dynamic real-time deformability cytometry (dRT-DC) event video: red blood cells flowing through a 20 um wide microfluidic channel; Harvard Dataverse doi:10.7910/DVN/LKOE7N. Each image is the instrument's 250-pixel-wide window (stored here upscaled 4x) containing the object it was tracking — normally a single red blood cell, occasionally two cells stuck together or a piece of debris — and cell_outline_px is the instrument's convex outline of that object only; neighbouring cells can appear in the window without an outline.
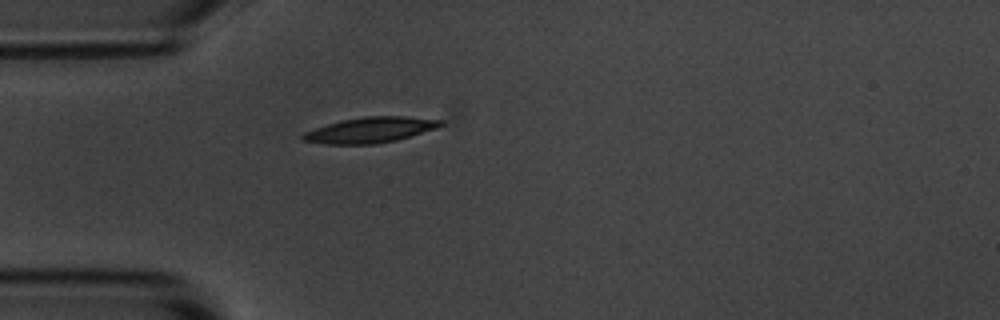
{"species": "common noctule bat (a hibernating species)", "species_latin": "Nyctalus noctula", "temperature_condition": "room temperature", "stored_images_in_passage": 1, "camera_frame_rate_fps": 3000, "um_per_image_px": 0.085, "animal": {"sex": "male", "body_mass_g": 20.1, "forearm_length_mm": 53.5}, "frame": {"image": 1, "passage_image": 1, "time_ms": 0.0, "image_size_px": [1000, 320], "cell_outline_px": [[444, 124], [436, 128], [396, 140], [376, 144], [324, 144], [304, 140], [300, 136], [304, 132], [328, 124], [344, 120], [364, 116], [404, 116], [444, 120]], "centroid_in_image_um": [31.49, 11.04], "position_along_channel_um": 53.5, "area_um2": 20.29}}